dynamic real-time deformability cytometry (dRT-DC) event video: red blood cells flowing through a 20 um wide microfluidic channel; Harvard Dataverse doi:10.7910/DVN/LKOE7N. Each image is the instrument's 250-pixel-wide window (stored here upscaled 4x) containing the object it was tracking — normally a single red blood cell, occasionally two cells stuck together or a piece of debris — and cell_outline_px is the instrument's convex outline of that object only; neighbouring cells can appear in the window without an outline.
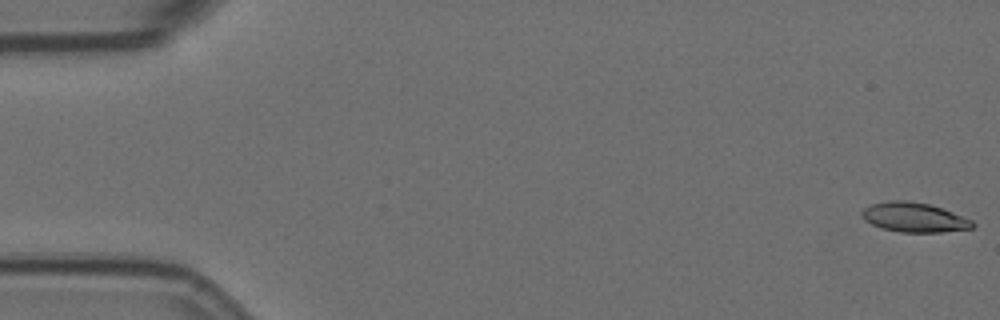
{"species": "Egyptian fruit bat (a non-hibernating species)", "species_latin": "Rousettus aegyptiacus", "temperature_condition": "room temperature", "stored_images_in_passage": 57, "camera_frame_rate_fps": 3000, "um_per_image_px": 0.085, "animal": {"sex": "female"}, "frame": {"image": 1, "passage_image": 1, "time_ms": 0.0, "image_size_px": [1000, 320], "cell_outline_px": [[976, 224], [972, 228], [940, 232], [900, 232], [880, 228], [864, 220], [860, 212], [864, 208], [872, 204], [892, 200], [904, 200], [928, 204], [952, 212], [972, 220]], "centroid_in_image_um": [77.67, 18.48], "position_along_channel_um": 7.3, "area_um2": 18.9}}
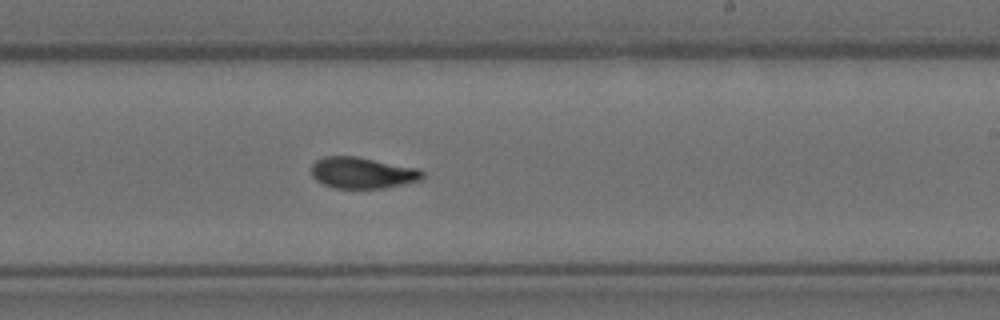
{"frame": {"image": 2, "passage_image": 34, "time_ms": 11.0, "image_size_px": [1000, 320], "cell_outline_px": [[424, 176], [420, 180], [384, 188], [332, 188], [316, 180], [312, 176], [312, 164], [316, 160], [324, 156], [356, 156], [420, 168], [424, 172]], "centroid_in_image_um": [30.81, 14.68], "position_along_channel_um": 258.2, "area_um2": 20.35}}
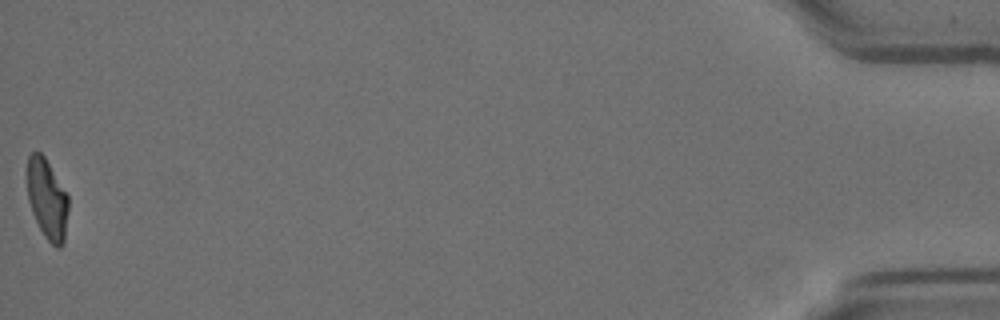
{"frame": {"image": 3, "passage_image": 57, "time_ms": 18.667, "image_size_px": [1000, 320], "cell_outline_px": [[68, 208], [64, 244], [60, 248], [56, 248], [44, 236], [32, 212], [28, 200], [28, 156], [32, 152], [40, 152], [44, 156], [68, 196]], "centroid_in_image_um": [4.02, 16.96], "position_along_channel_um": 431.2, "area_um2": 18.96}, "authors_computed_cell_mechanics": {"area_um2": 19.7098, "velocity_mm_per_s": 3.5697, "shape_relaxation_time_tau1_ms": null, "shape_relaxation_time_tau2_ms": 2.8217, "deformation_change_tau1": null, "deformation_change_tau2": 0.0941}}